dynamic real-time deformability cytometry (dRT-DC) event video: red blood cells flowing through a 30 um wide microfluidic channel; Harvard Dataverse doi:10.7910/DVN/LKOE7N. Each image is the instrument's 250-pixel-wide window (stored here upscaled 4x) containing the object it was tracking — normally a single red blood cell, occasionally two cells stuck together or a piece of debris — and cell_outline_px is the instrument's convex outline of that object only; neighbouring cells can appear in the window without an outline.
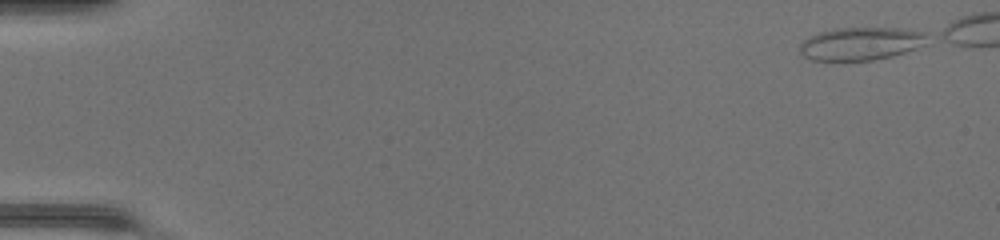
{"species": "common noctule bat (a hibernating species)", "species_latin": "Nyctalus noctula", "temperature_condition": "warm", "stored_images_in_passage": 43, "camera_frame_rate_fps": 3000, "um_per_image_px": 0.085, "animal": {"sex": "female", "body_mass_g": 17.0, "forearm_length_mm": 48.0}, "frame": {"image": 1, "passage_image": 1, "time_ms": 0.0, "image_size_px": [1000, 240], "cell_outline_px": [[924, 36], [912, 48], [904, 52], [872, 60], [812, 60], [800, 52], [800, 48], [812, 36], [820, 32], [840, 28], [884, 28], [916, 32]], "centroid_in_image_um": [73.01, 3.73], "position_along_channel_um": 12.0, "area_um2": 22.6}}
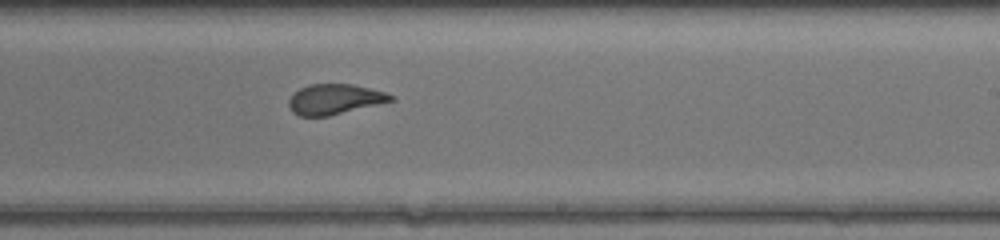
{"frame": {"image": 2, "passage_image": 29, "time_ms": 9.333, "image_size_px": [1000, 240], "cell_outline_px": [[396, 100], [328, 116], [300, 116], [292, 112], [288, 104], [288, 100], [300, 88], [312, 84], [352, 84], [384, 92], [392, 96]], "centroid_in_image_um": [28.43, 8.44], "position_along_channel_um": 260.6, "area_um2": 17.74}}
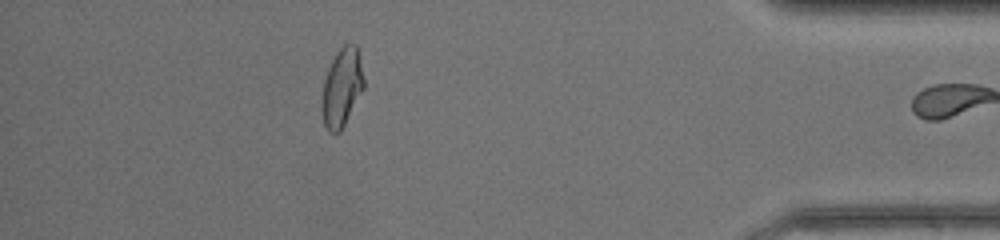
{"frame": {"image": 3, "passage_image": 42, "time_ms": 13.667, "image_size_px": [1000, 240], "cell_outline_px": [[364, 88], [340, 132], [328, 132], [324, 124], [320, 108], [324, 80], [328, 68], [336, 52], [344, 44], [356, 44], [364, 80]], "centroid_in_image_um": [29.03, 7.45], "position_along_channel_um": 406.2, "area_um2": 19.07}, "authors_computed_cell_mechanics": {"area_um2": 19.2474, "velocity_mm_per_s": 4.3442, "shape_relaxation_time_tau1_ms": 10.8481, "shape_relaxation_time_tau2_ms": null, "deformation_change_tau1": 0.302, "deformation_change_tau2": null}}